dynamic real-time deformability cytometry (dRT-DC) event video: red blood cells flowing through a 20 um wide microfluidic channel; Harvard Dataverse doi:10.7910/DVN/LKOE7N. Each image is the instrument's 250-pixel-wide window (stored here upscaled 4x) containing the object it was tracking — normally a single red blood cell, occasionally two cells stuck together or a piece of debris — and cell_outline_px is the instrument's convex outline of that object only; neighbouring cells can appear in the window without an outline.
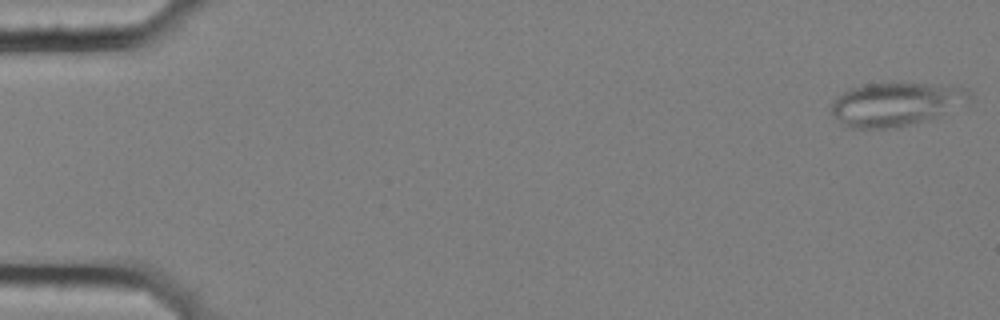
{"species": "common noctule bat (a hibernating species)", "species_latin": "Nyctalus noctula", "temperature_condition": "cold", "stored_images_in_passage": 53, "segment_of_instrument_passage": [1, 2], "camera_frame_rate_fps": 3000, "um_per_image_px": 0.085, "animal": {"sex": "female", "body_mass_g": 25.1}, "frame": {"image": 1, "passage_image": 1, "time_ms": 0.0, "image_size_px": [1000, 320], "cell_outline_px": [[972, 100], [940, 116], [904, 124], [884, 128], [848, 128], [832, 112], [832, 100], [844, 92], [852, 88], [868, 84], [928, 84], [964, 88], [972, 96]], "centroid_in_image_um": [76.15, 8.85], "position_along_channel_um": 8.8, "area_um2": 33.99}}